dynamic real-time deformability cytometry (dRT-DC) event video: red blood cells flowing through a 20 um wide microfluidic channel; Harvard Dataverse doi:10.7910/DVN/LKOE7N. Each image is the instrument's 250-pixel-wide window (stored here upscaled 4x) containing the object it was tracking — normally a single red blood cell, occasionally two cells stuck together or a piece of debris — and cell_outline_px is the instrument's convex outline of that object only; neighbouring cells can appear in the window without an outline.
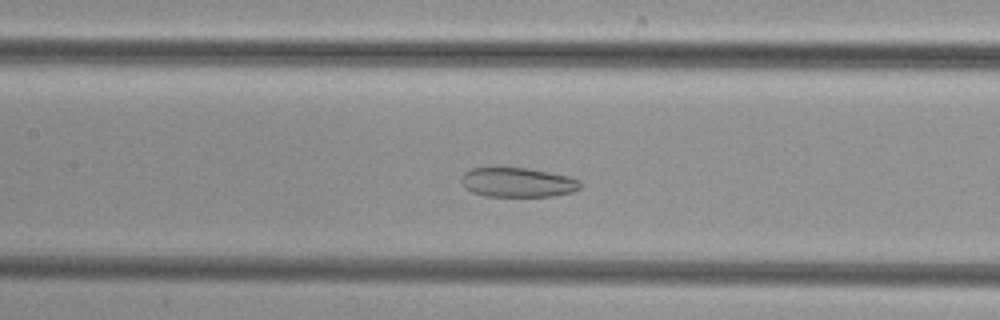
{"species": "common noctule bat (a hibernating species)", "species_latin": "Nyctalus noctula", "temperature_condition": "cold", "stored_images_in_passage": 45, "camera_frame_rate_fps": 3000, "um_per_image_px": 0.085, "animal": {"sex": "female", "body_mass_g": 29.2, "forearm_length_mm": 56.3}, "frame": {"image": 1, "passage_image": 18, "time_ms": 5.667, "image_size_px": [1000, 320], "cell_outline_px": [[580, 188], [572, 192], [552, 196], [484, 196], [472, 192], [460, 180], [460, 176], [468, 168], [528, 168], [568, 176], [580, 180]], "centroid_in_image_um": [43.99, 15.5], "position_along_channel_um": 163.4, "area_um2": 20.35}}
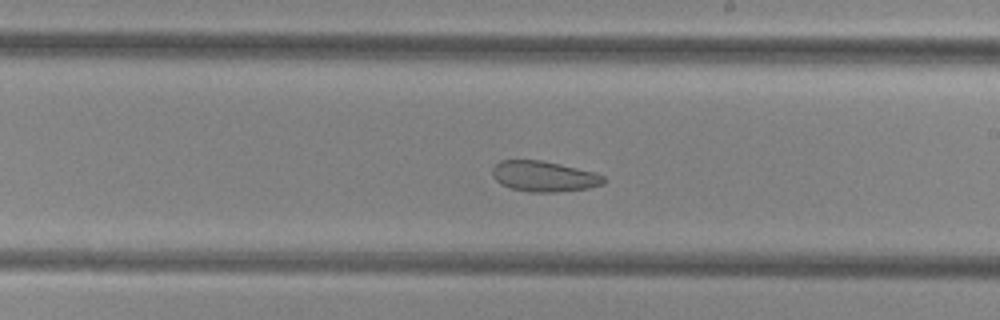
{"frame": {"image": 2, "passage_image": 24, "time_ms": 7.667, "image_size_px": [1000, 320], "cell_outline_px": [[604, 184], [588, 188], [556, 192], [528, 192], [512, 188], [500, 184], [492, 176], [492, 168], [500, 160], [540, 160], [560, 164], [596, 172], [604, 176]], "centroid_in_image_um": [46.23, 14.99], "position_along_channel_um": 242.8, "area_um2": 19.88}}
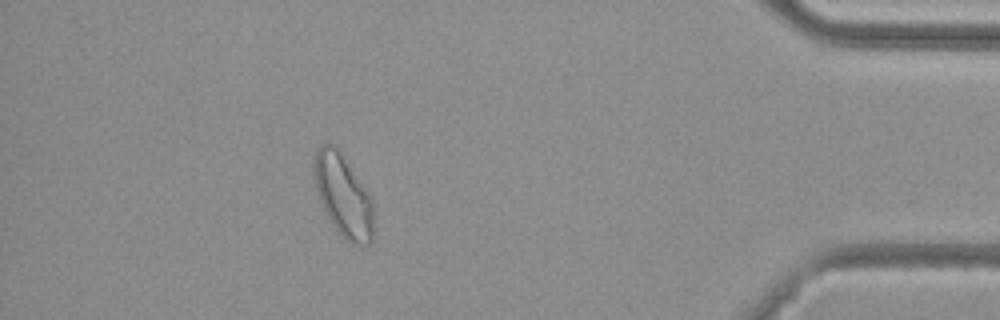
{"frame": {"image": 3, "passage_image": 40, "time_ms": 13.0, "image_size_px": [1000, 320], "cell_outline_px": [[372, 240], [368, 244], [352, 244], [344, 240], [336, 232], [324, 212], [316, 188], [312, 164], [312, 160], [316, 148], [320, 144], [332, 144], [336, 148], [372, 196]], "centroid_in_image_um": [29.13, 16.65], "position_along_channel_um": 406.1, "area_um2": 28.61}}